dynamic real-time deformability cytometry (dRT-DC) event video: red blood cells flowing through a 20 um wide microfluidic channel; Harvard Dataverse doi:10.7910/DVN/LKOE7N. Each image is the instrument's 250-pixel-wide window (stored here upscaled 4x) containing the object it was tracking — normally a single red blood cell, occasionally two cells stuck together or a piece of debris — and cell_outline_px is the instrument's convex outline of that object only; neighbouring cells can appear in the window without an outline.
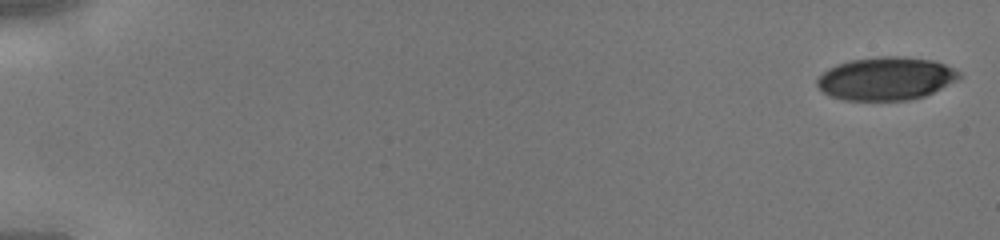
{"species": "human", "species_latin": "Homo sapiens", "temperature_condition": "cold", "stored_images_in_passage": 44, "camera_frame_rate_fps": 3000, "um_per_image_px": 0.085, "donor": {"sex": "male"}, "frame": {"image": 1, "passage_image": 1, "time_ms": 0.0, "image_size_px": [1000, 240], "cell_outline_px": [[960, 76], [956, 80], [924, 96], [908, 100], [844, 100], [832, 96], [824, 92], [816, 84], [816, 80], [828, 68], [836, 64], [848, 60], [880, 56], [904, 56], [932, 60], [944, 64], [960, 72]], "centroid_in_image_um": [75.28, 6.66], "position_along_channel_um": 9.7, "area_um2": 35.49}}
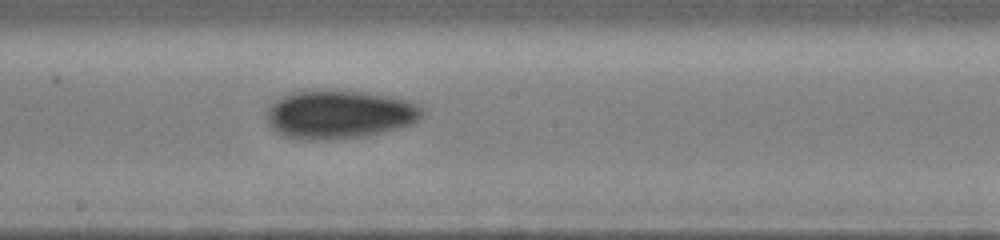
{"frame": {"image": 2, "passage_image": 26, "time_ms": 8.333, "image_size_px": [1000, 240], "cell_outline_px": [[424, 116], [420, 120], [412, 124], [384, 132], [364, 136], [324, 140], [308, 140], [284, 136], [272, 128], [268, 124], [268, 108], [280, 96], [292, 92], [368, 92], [396, 96], [420, 104], [424, 108]], "centroid_in_image_um": [28.94, 9.74], "position_along_channel_um": 219.3, "area_um2": 43.87}}
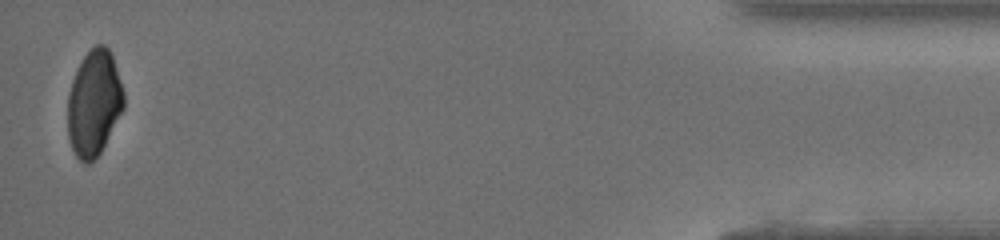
{"frame": {"image": 3, "passage_image": 44, "time_ms": 14.333, "image_size_px": [1000, 240], "cell_outline_px": [[124, 108], [100, 152], [88, 164], [84, 164], [76, 156], [72, 148], [68, 136], [68, 92], [76, 68], [84, 56], [96, 44], [104, 44], [108, 48], [112, 56], [124, 92]], "centroid_in_image_um": [7.98, 8.75], "position_along_channel_um": 427.2, "area_um2": 34.39}}